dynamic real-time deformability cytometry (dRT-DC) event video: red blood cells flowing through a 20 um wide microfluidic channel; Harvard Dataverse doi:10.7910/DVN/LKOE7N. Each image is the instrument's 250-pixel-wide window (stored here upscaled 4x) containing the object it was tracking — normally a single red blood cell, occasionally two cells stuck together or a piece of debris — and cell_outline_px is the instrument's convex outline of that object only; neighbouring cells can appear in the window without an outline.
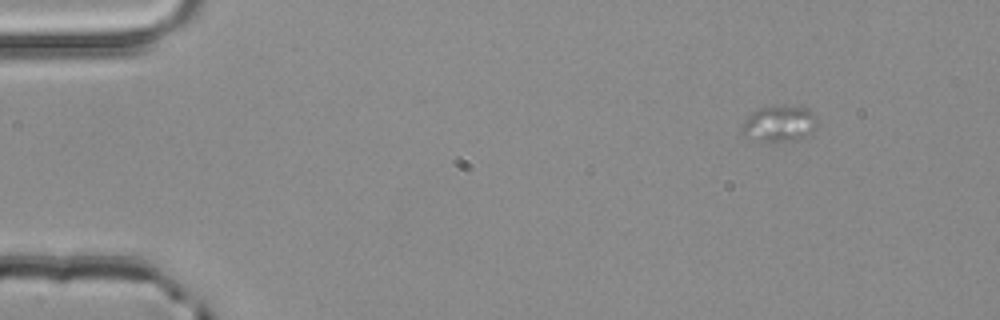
{"species": "common noctule bat (a hibernating species)", "species_latin": "Nyctalus noctula", "temperature_condition": "room temperature", "stored_images_in_passage": 4, "camera_frame_rate_fps": 3000, "um_per_image_px": 0.085, "animal": {"sex": "male", "body_mass_g": 20.4}, "frame": {"image": 1, "passage_image": 1, "time_ms": 0.0, "image_size_px": [1000, 320], "cell_outline_px": [[820, 124], [816, 128], [804, 136], [796, 140], [744, 140], [740, 136], [740, 128], [744, 120], [752, 112], [760, 108], [808, 108], [820, 120]], "centroid_in_image_um": [66.19, 10.55], "position_along_channel_um": 18.8, "area_um2": 15.66}}